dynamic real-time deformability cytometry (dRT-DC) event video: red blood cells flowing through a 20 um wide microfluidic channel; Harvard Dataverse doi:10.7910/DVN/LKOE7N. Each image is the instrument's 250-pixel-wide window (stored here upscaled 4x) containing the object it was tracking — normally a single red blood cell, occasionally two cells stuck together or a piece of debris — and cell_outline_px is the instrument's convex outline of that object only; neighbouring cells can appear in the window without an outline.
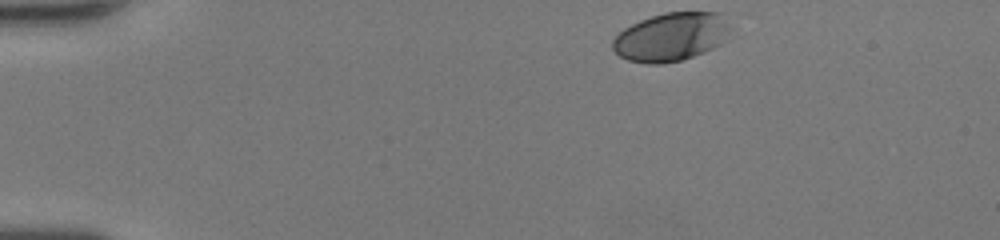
{"species": "human", "species_latin": "Homo sapiens", "temperature_condition": "room temperature", "stored_images_in_passage": 37, "camera_frame_rate_fps": 3000, "um_per_image_px": 0.085, "donor": {"sex": "female"}, "frame": {"image": 1, "passage_image": 1, "time_ms": 0.0, "image_size_px": [1000, 240], "cell_outline_px": [[732, 28], [720, 44], [704, 52], [680, 60], [660, 64], [648, 64], [628, 60], [620, 56], [612, 48], [612, 40], [624, 28], [640, 20], [664, 12], [720, 12], [724, 16]], "centroid_in_image_um": [57.04, 3.12], "position_along_channel_um": 28.0, "area_um2": 33.18}}
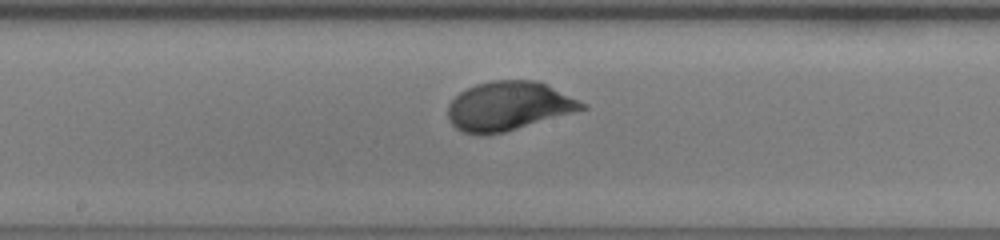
{"frame": {"image": 2, "passage_image": 20, "time_ms": 6.333, "image_size_px": [1000, 240], "cell_outline_px": [[588, 108], [504, 132], [464, 132], [456, 128], [452, 124], [448, 116], [448, 104], [460, 92], [476, 84], [492, 80], [536, 80], [588, 104]], "centroid_in_image_um": [43.25, 8.98], "position_along_channel_um": 205.0, "area_um2": 37.45}}
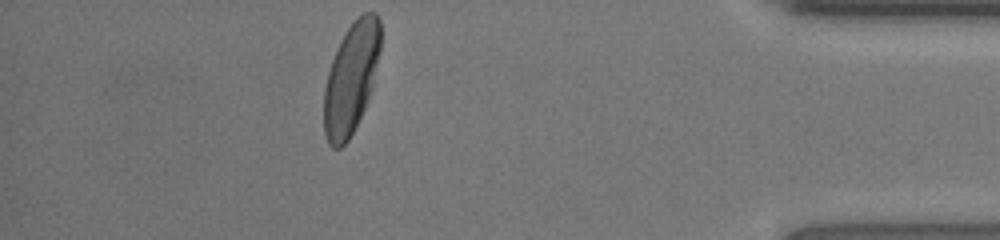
{"frame": {"image": 3, "passage_image": 37, "time_ms": 12.0, "image_size_px": [1000, 240], "cell_outline_px": [[380, 52], [372, 88], [364, 108], [348, 140], [340, 148], [332, 148], [328, 144], [324, 136], [324, 88], [328, 72], [336, 48], [344, 32], [364, 12], [376, 12], [380, 20]], "centroid_in_image_um": [29.83, 6.65], "position_along_channel_um": 405.4, "area_um2": 36.41}, "authors_computed_cell_mechanics": {"area_um2": 36.5296, "velocity_mm_per_s": 4.2296, "shape_relaxation_time_tau1_ms": 2.2641, "shape_relaxation_time_tau2_ms": null, "deformation_change_tau1": 0.1426, "deformation_change_tau2": null}}